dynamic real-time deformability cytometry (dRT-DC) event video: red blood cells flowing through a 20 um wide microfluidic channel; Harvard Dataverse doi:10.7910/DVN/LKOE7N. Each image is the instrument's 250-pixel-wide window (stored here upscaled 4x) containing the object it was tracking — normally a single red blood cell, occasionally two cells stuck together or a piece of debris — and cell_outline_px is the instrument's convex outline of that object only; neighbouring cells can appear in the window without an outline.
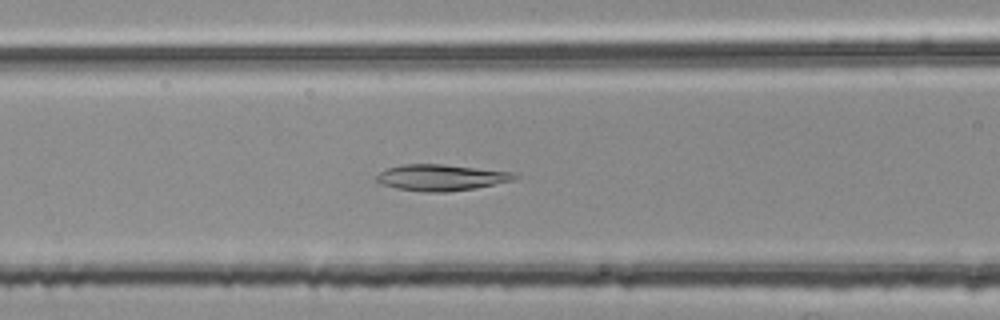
{"species": "common noctule bat (a hibernating species)", "species_latin": "Nyctalus noctula", "temperature_condition": "room temperature", "stored_images_in_passage": 38, "camera_frame_rate_fps": 3000, "um_per_image_px": 0.085, "animal": {"sex": "female", "body_mass_g": 25.1}, "frame": {"image": 1, "passage_image": 7, "time_ms": 2.0, "image_size_px": [1000, 320], "cell_outline_px": [[520, 176], [516, 180], [476, 188], [444, 192], [424, 192], [396, 188], [380, 184], [376, 180], [376, 176], [380, 172], [388, 168], [400, 164], [444, 164], [516, 172]], "centroid_in_image_um": [37.54, 15.08], "position_along_channel_um": 129.1, "area_um2": 21.39}}
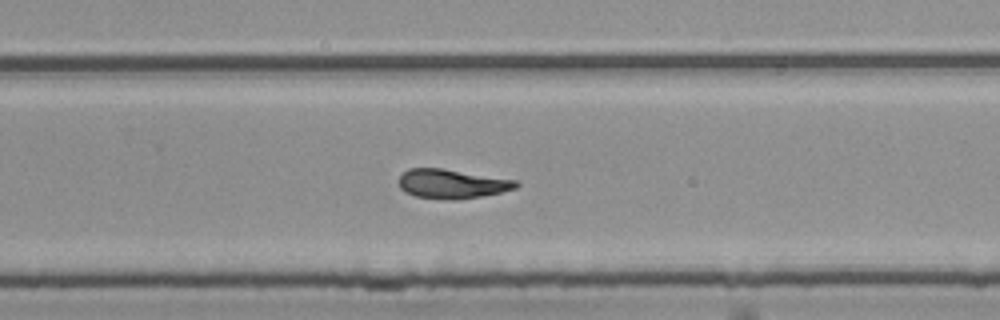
{"frame": {"image": 2, "passage_image": 20, "time_ms": 6.333, "image_size_px": [1000, 320], "cell_outline_px": [[520, 184], [516, 188], [500, 192], [480, 196], [456, 200], [452, 200], [416, 196], [404, 192], [400, 188], [400, 172], [408, 168], [444, 168], [516, 180]], "centroid_in_image_um": [38.39, 15.61], "position_along_channel_um": 291.4, "area_um2": 20.0}}
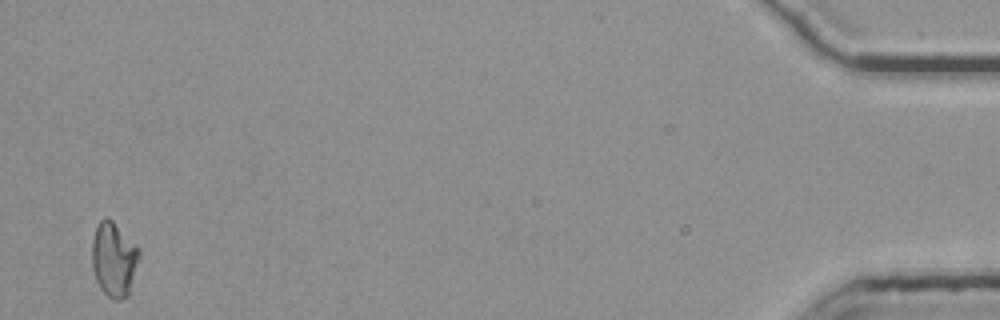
{"frame": {"image": 3, "passage_image": 38, "time_ms": 12.333, "image_size_px": [1000, 320], "cell_outline_px": [[140, 256], [128, 296], [120, 300], [112, 300], [100, 288], [96, 280], [92, 268], [92, 240], [96, 228], [100, 220], [104, 216], [108, 216], [140, 248]], "centroid_in_image_um": [9.68, 22.04], "position_along_channel_um": 425.5, "area_um2": 20.69}, "authors_computed_cell_mechanics": {"area_um2": 20.1144, "velocity_mm_per_s": 3.752, "shape_relaxation_time_tau1_ms": 6.3644, "shape_relaxation_time_tau2_ms": 9.5812, "deformation_change_tau1": 0.1797, "deformation_change_tau2": 0.1696}}